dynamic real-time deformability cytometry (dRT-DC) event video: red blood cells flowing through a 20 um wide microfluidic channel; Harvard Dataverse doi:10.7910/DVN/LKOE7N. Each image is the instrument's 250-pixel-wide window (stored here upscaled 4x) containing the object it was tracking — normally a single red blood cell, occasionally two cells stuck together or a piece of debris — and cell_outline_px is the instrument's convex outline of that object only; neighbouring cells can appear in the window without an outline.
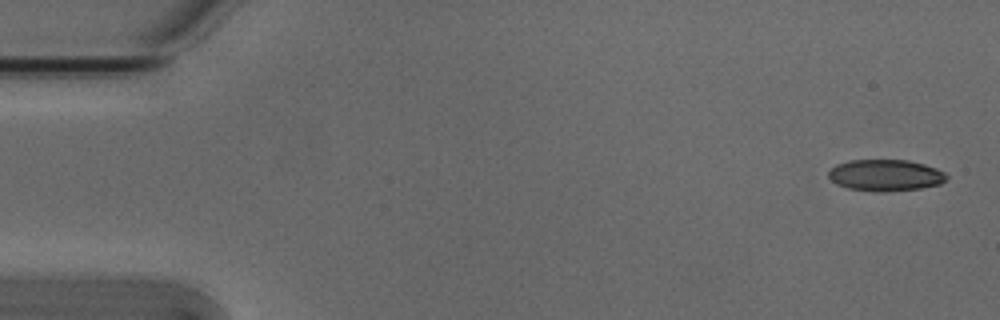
{"species": "Egyptian fruit bat (a non-hibernating species)", "species_latin": "Rousettus aegyptiacus", "temperature_condition": "cold", "stored_images_in_passage": 4, "camera_frame_rate_fps": 3000, "um_per_image_px": 0.085, "animal": {"sex": "male"}, "frame": {"image": 1, "passage_image": 1, "time_ms": 0.0, "image_size_px": [1000, 320], "cell_outline_px": [[948, 176], [940, 184], [920, 188], [884, 192], [872, 192], [848, 188], [836, 184], [828, 176], [828, 172], [836, 164], [848, 160], [908, 160], [924, 164], [936, 168], [944, 172]], "centroid_in_image_um": [75.24, 14.9], "position_along_channel_um": 9.8, "area_um2": 21.73}}
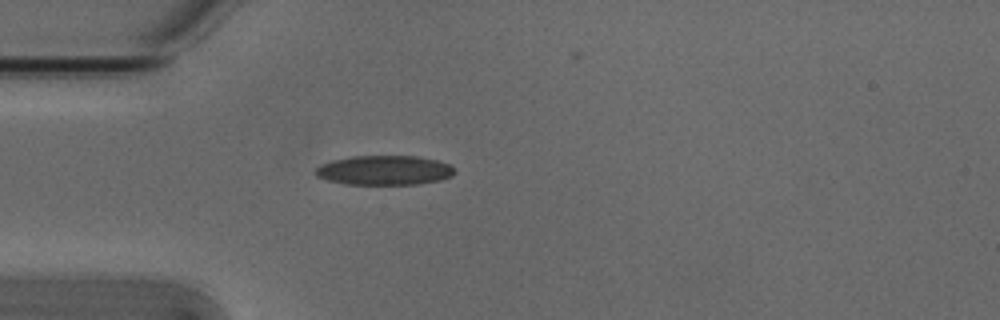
{"frame": {"image": 2, "passage_image": 4, "time_ms": 1.0, "image_size_px": [1000, 320], "cell_outline_px": [[456, 172], [452, 176], [440, 180], [416, 184], [344, 184], [328, 180], [316, 176], [316, 168], [320, 164], [332, 160], [352, 156], [416, 156], [436, 160], [452, 164], [456, 168]], "centroid_in_image_um": [32.71, 14.47], "position_along_channel_um": 52.3, "area_um2": 24.04}}